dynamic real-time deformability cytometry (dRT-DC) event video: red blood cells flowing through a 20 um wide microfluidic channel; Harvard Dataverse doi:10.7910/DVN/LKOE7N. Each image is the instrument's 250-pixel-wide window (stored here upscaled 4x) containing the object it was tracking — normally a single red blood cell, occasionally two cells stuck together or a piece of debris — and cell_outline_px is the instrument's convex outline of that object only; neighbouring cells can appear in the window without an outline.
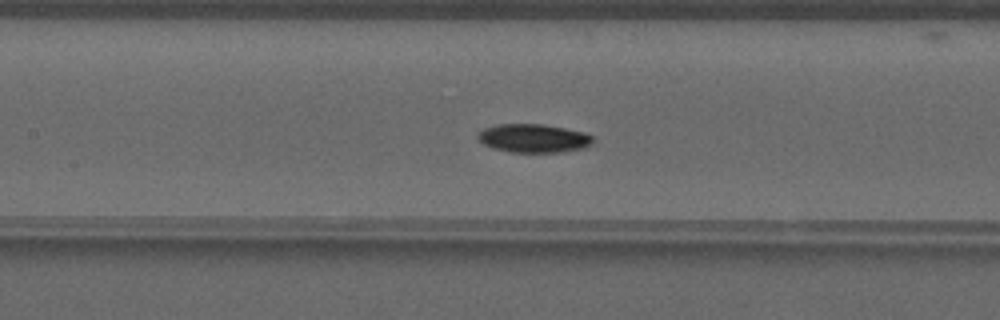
{"species": "common noctule bat (a hibernating species)", "species_latin": "Nyctalus noctula", "temperature_condition": "warm", "stored_images_in_passage": 42, "camera_frame_rate_fps": 3000, "um_per_image_px": 0.085, "animal": {"sex": "male", "forearm_length_mm": 52.5}, "frame": {"image": 1, "passage_image": 25, "time_ms": 8.0, "image_size_px": [1000, 320], "cell_outline_px": [[596, 140], [592, 144], [584, 148], [564, 152], [512, 152], [492, 148], [484, 144], [476, 136], [484, 128], [500, 124], [540, 124], [564, 128], [584, 132], [592, 136]], "centroid_in_image_um": [45.39, 11.76], "position_along_channel_um": 162.0, "area_um2": 19.13}}
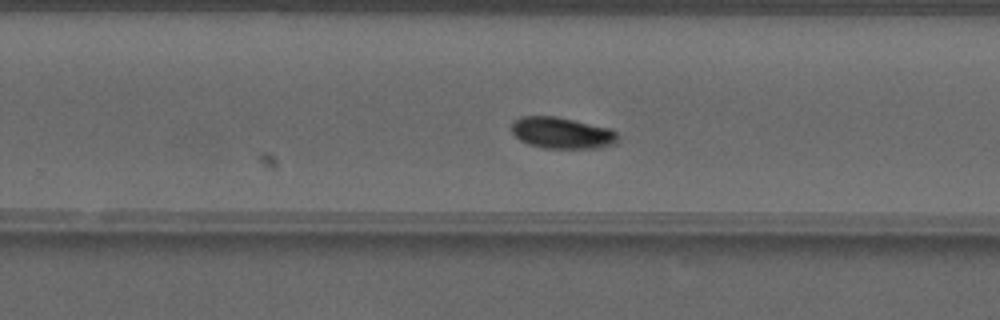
{"frame": {"image": 2, "passage_image": 34, "time_ms": 11.0, "image_size_px": [1000, 320], "cell_outline_px": [[620, 140], [616, 144], [596, 148], [544, 148], [528, 144], [520, 140], [512, 132], [512, 120], [520, 116], [556, 116], [612, 128], [620, 136]], "centroid_in_image_um": [47.8, 11.29], "position_along_channel_um": 282.0, "area_um2": 19.77}}
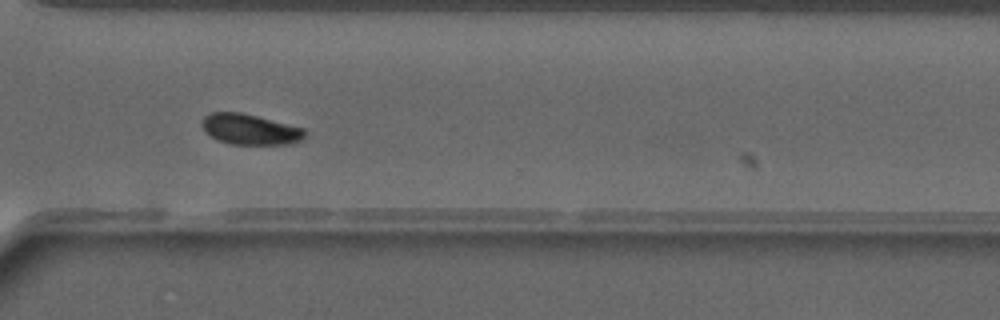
{"frame": {"image": 3, "passage_image": 39, "time_ms": 12.667, "image_size_px": [1000, 320], "cell_outline_px": [[308, 132], [304, 140], [292, 144], [232, 144], [216, 140], [204, 132], [200, 124], [200, 120], [204, 116], [212, 112], [240, 112], [304, 128]], "centroid_in_image_um": [21.24, 11.0], "position_along_channel_um": 349.4, "area_um2": 18.67}, "authors_computed_cell_mechanics": {"area_um2": 18.6116, "velocity_mm_per_s": 4.0203, "shape_relaxation_time_tau1_ms": 3.3734, "shape_relaxation_time_tau2_ms": null, "deformation_change_tau1": 0.1041, "deformation_change_tau2": null}}